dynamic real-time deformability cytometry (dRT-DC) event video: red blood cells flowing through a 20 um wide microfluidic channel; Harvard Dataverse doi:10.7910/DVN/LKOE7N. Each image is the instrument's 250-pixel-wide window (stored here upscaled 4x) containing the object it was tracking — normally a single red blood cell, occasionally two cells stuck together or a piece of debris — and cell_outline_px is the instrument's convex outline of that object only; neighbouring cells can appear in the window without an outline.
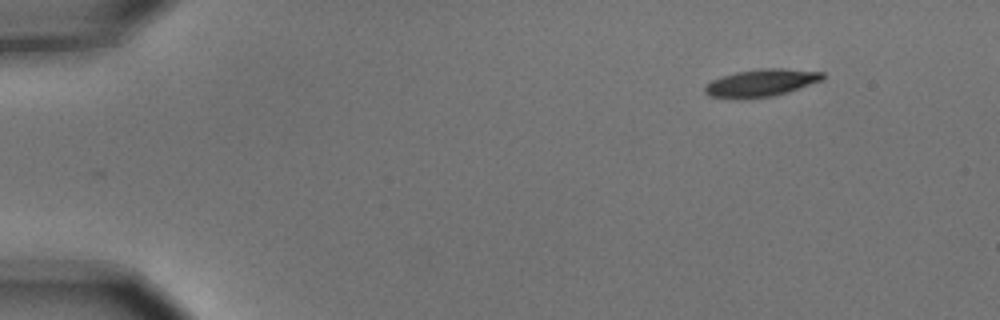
{"species": "common noctule bat (a hibernating species)", "species_latin": "Nyctalus noctula", "temperature_condition": "cold", "stored_images_in_passage": 2, "camera_frame_rate_fps": 3000, "um_per_image_px": 0.085, "animal": {"sex": "male", "body_mass_g": 15.6}, "frame": {"image": 1, "passage_image": 2, "time_ms": 0.333, "image_size_px": [1000, 320], "cell_outline_px": [[824, 80], [788, 92], [772, 96], [708, 96], [704, 92], [704, 88], [712, 80], [736, 72], [760, 68], [784, 68], [824, 72]], "centroid_in_image_um": [64.8, 6.99], "position_along_channel_um": 20.2, "area_um2": 18.15}}